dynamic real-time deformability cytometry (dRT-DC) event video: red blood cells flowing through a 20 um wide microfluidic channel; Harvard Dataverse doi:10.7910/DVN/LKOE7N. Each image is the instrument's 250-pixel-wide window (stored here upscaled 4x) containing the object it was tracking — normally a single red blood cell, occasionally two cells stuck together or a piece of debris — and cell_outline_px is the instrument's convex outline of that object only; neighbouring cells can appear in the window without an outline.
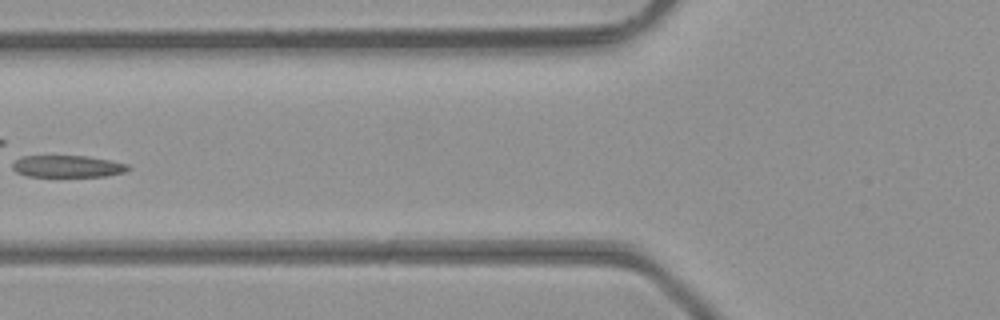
{"species": "common noctule bat (a hibernating species)", "species_latin": "Nyctalus noctula", "temperature_condition": "room temperature", "stored_images_in_passage": 5, "camera_frame_rate_fps": 3000, "um_per_image_px": 0.085, "animal": {"sex": "male", "body_mass_g": 23.1, "forearm_length_mm": 52.7}, "frame": {"image": 1, "passage_image": 5, "time_ms": 1.333, "image_size_px": [1000, 320], "cell_outline_px": [[132, 168], [124, 172], [104, 176], [28, 176], [16, 172], [12, 168], [12, 164], [16, 160], [24, 156], [88, 156], [128, 164]], "centroid_in_image_um": [5.75, 14.14], "position_along_channel_um": 120.0, "area_um2": 14.62}}